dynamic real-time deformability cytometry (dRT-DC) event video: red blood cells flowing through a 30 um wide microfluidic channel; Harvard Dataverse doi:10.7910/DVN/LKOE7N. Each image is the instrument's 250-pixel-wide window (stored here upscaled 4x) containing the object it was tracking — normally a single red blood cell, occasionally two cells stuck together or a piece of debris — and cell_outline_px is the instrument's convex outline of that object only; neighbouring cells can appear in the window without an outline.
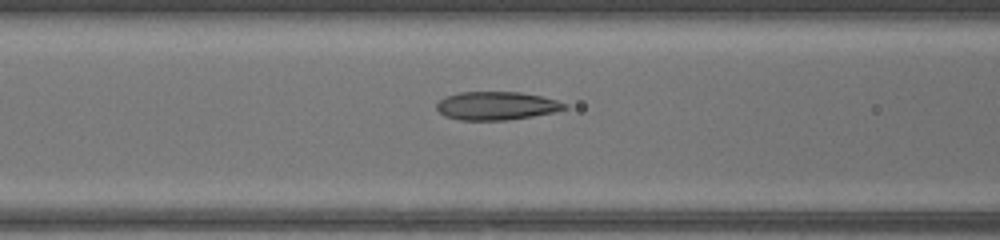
{"species": "common noctule bat (a hibernating species)", "species_latin": "Nyctalus noctula", "temperature_condition": "warm", "stored_images_in_passage": 44, "camera_frame_rate_fps": 3000, "um_per_image_px": 0.085, "animal": {"sex": "female", "body_mass_g": 17.0, "forearm_length_mm": 48.0}, "frame": {"image": 1, "passage_image": 17, "time_ms": 5.333, "image_size_px": [1000, 240], "cell_outline_px": [[568, 108], [552, 112], [532, 116], [508, 120], [460, 120], [444, 116], [436, 108], [436, 104], [444, 96], [460, 92], [520, 92], [540, 96], [556, 100], [568, 104]], "centroid_in_image_um": [42.18, 8.99], "position_along_channel_um": 124.4, "area_um2": 21.1}}
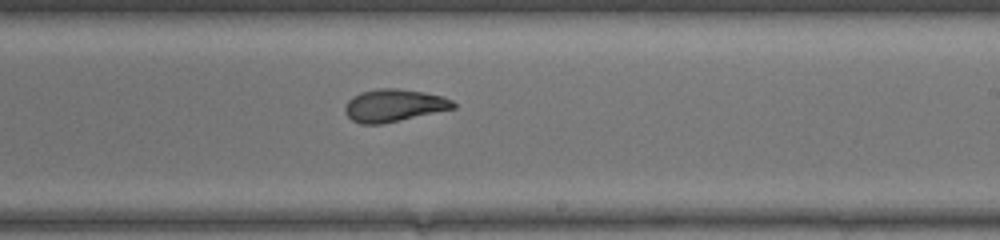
{"frame": {"image": 2, "passage_image": 26, "time_ms": 8.333, "image_size_px": [1000, 240], "cell_outline_px": [[456, 108], [400, 120], [380, 124], [360, 124], [352, 120], [344, 112], [344, 108], [348, 100], [352, 96], [360, 92], [376, 88], [400, 88], [424, 92], [444, 96], [452, 100], [456, 104]], "centroid_in_image_um": [33.48, 8.95], "position_along_channel_um": 255.5, "area_um2": 20.69}}
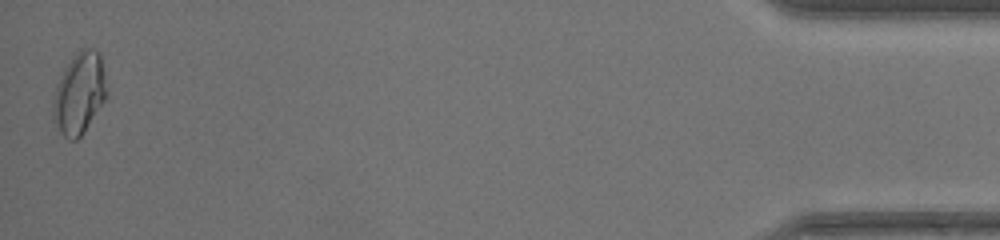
{"frame": {"image": 3, "passage_image": 44, "time_ms": 14.333, "image_size_px": [1000, 240], "cell_outline_px": [[104, 100], [84, 132], [76, 140], [68, 140], [60, 132], [52, 116], [52, 96], [56, 84], [64, 68], [72, 56], [80, 48], [92, 48], [100, 52], [104, 72]], "centroid_in_image_um": [6.69, 7.91], "position_along_channel_um": 428.5, "area_um2": 25.32}, "authors_computed_cell_mechanics": {"area_um2": 21.2415, "velocity_mm_per_s": 4.3813, "shape_relaxation_time_tau1_ms": null, "shape_relaxation_time_tau2_ms": 1.2222, "deformation_change_tau1": null, "deformation_change_tau2": 0.0576}}